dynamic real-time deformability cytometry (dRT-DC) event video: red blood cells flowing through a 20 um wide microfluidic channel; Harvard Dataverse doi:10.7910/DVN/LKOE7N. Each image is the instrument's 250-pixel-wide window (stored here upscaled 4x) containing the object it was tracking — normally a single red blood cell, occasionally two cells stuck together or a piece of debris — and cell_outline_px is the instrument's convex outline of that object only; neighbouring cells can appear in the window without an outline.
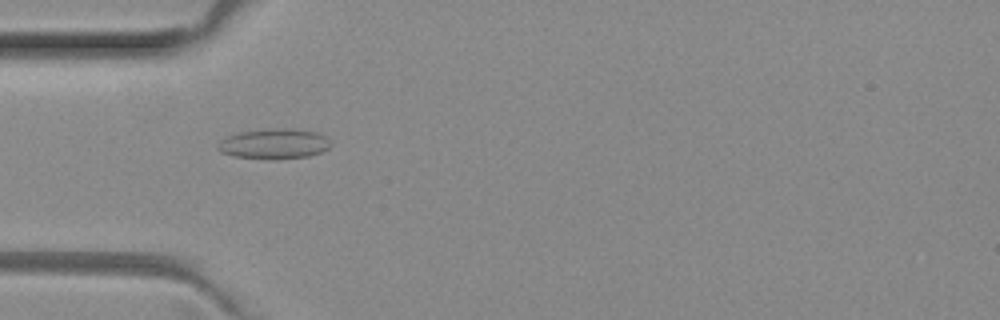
{"species": "common noctule bat (a hibernating species)", "species_latin": "Nyctalus noctula", "temperature_condition": "room temperature", "stored_images_in_passage": 6, "camera_frame_rate_fps": 3000, "um_per_image_px": 0.085, "animal": {"sex": "female", "body_mass_g": 29.2, "forearm_length_mm": 56.3}, "frame": {"image": 1, "passage_image": 4, "time_ms": 1.0, "image_size_px": [1000, 320], "cell_outline_px": [[332, 144], [328, 148], [320, 152], [308, 156], [268, 160], [236, 156], [220, 152], [216, 148], [216, 144], [220, 140], [228, 136], [240, 132], [268, 128], [284, 128], [320, 132]], "centroid_in_image_um": [23.27, 12.22], "position_along_channel_um": 61.7, "area_um2": 20.0}}
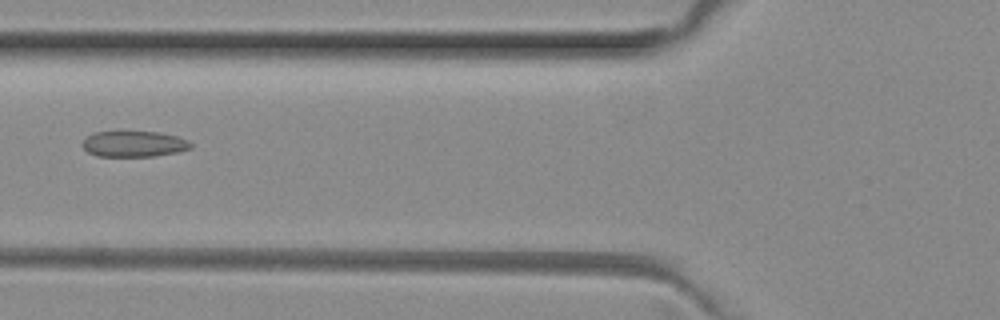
{"frame": {"image": 2, "passage_image": 5, "time_ms": 1.333, "image_size_px": [1000, 320], "cell_outline_px": [[192, 148], [176, 152], [156, 156], [96, 156], [88, 152], [84, 148], [84, 140], [92, 132], [160, 132], [176, 136], [188, 140], [192, 144]], "centroid_in_image_um": [11.41, 12.24], "position_along_channel_um": 114.4, "area_um2": 16.18}}
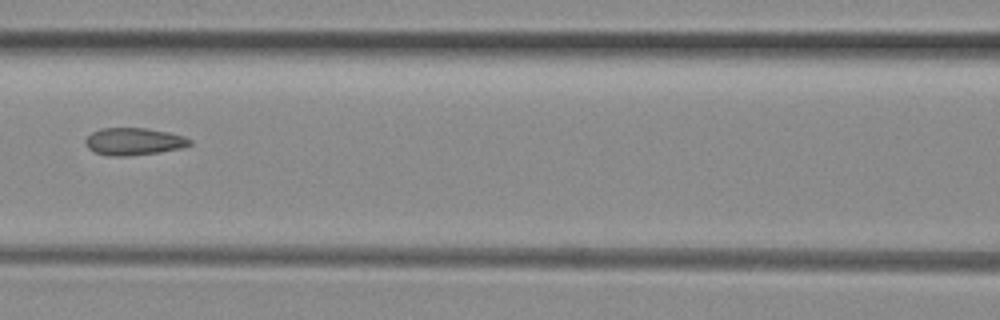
{"frame": {"image": 3, "passage_image": 6, "time_ms": 1.667, "image_size_px": [1000, 320], "cell_outline_px": [[192, 144], [180, 148], [160, 152], [128, 156], [108, 156], [96, 152], [88, 148], [84, 144], [84, 140], [92, 132], [100, 128], [148, 128], [168, 132], [184, 136], [192, 140]], "centroid_in_image_um": [11.36, 12.02], "position_along_channel_um": 155.2, "area_um2": 16.7}}